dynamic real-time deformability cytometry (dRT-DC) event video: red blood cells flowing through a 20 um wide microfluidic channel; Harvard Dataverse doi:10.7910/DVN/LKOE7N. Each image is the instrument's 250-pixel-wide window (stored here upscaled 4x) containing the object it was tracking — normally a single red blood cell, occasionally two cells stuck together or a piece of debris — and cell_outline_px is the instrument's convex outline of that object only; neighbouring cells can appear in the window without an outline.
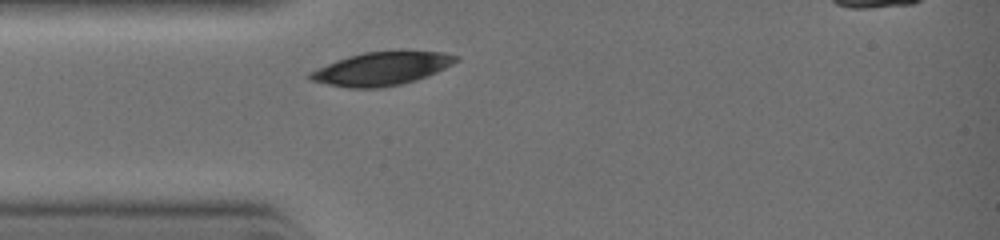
{"species": "common noctule bat (a hibernating species)", "species_latin": "Nyctalus noctula", "temperature_condition": "warm", "stored_images_in_passage": 20, "camera_frame_rate_fps": 3000, "um_per_image_px": 0.085, "animal": {"sex": "female", "body_mass_g": 19.0, "forearm_length_mm": 51.5}, "frame": {"image": 1, "passage_image": 1, "time_ms": 0.0, "image_size_px": [1000, 240], "cell_outline_px": [[460, 56], [452, 64], [444, 68], [424, 76], [400, 84], [380, 88], [348, 88], [328, 84], [312, 80], [308, 76], [312, 72], [328, 64], [348, 56], [364, 52], [444, 52]], "centroid_in_image_um": [32.43, 5.84], "position_along_channel_um": 52.6, "area_um2": 27.28}}
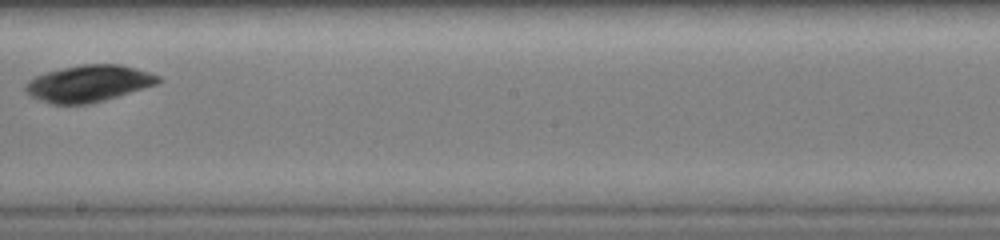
{"frame": {"image": 2, "passage_image": 11, "time_ms": 3.333, "image_size_px": [1000, 240], "cell_outline_px": [[160, 80], [156, 84], [116, 96], [88, 104], [52, 104], [32, 96], [24, 88], [28, 80], [36, 76], [48, 72], [80, 64], [120, 64], [136, 68], [160, 76]], "centroid_in_image_um": [7.53, 7.08], "position_along_channel_um": 240.7, "area_um2": 27.74}}
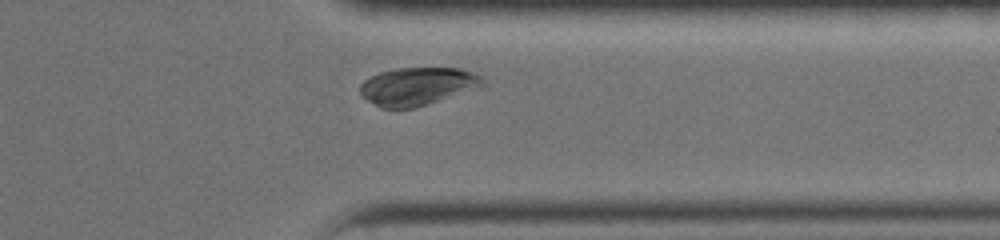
{"frame": {"image": 3, "passage_image": 18, "time_ms": 5.667, "image_size_px": [1000, 240], "cell_outline_px": [[484, 84], [412, 108], [380, 108], [368, 100], [360, 92], [360, 84], [364, 80], [380, 72], [396, 68], [460, 68], [472, 72], [480, 76], [484, 80]], "centroid_in_image_um": [35.4, 7.31], "position_along_channel_um": 376.0, "area_um2": 26.18}}